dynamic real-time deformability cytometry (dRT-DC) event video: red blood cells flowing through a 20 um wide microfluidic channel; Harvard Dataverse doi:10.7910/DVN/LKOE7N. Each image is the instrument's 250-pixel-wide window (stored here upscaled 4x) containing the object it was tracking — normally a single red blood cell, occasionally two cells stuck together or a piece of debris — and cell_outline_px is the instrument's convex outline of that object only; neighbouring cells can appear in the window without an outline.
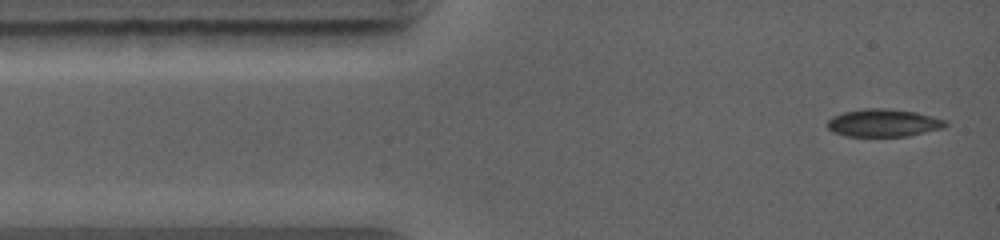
{"species": "common noctule bat (a hibernating species)", "species_latin": "Nyctalus noctula", "temperature_condition": "warm", "stored_images_in_passage": 28, "camera_frame_rate_fps": 5000, "um_per_image_px": 0.085, "animal": {"sex": "female", "body_mass_g": 19.0, "forearm_length_mm": 56.7}, "frame": {"image": 1, "passage_image": 1, "time_ms": 0.0, "image_size_px": [1000, 240], "cell_outline_px": [[948, 124], [944, 128], [908, 136], [844, 136], [832, 132], [828, 128], [828, 120], [832, 116], [844, 112], [864, 108], [884, 108], [916, 112], [948, 120]], "centroid_in_image_um": [75.11, 10.45], "position_along_channel_um": 9.9, "area_um2": 19.19}}
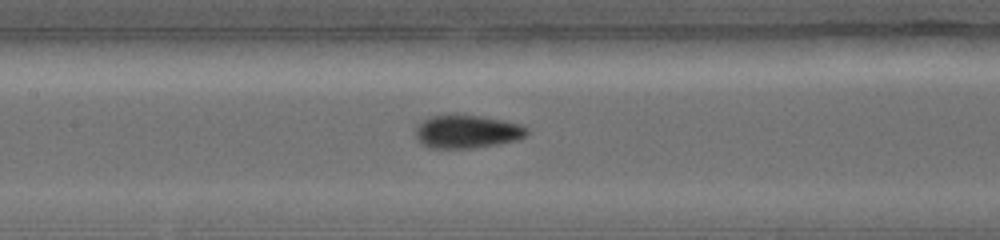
{"frame": {"image": 2, "passage_image": 8, "time_ms": 4.6, "image_size_px": [1000, 240], "cell_outline_px": [[528, 132], [524, 136], [516, 140], [496, 144], [472, 148], [428, 148], [420, 144], [416, 136], [416, 128], [424, 120], [432, 116], [480, 116], [504, 120], [524, 124], [528, 128]], "centroid_in_image_um": [39.72, 11.2], "position_along_channel_um": 167.7, "area_um2": 21.27}}
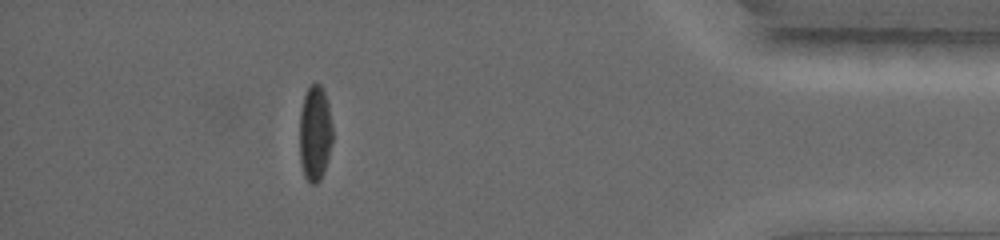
{"frame": {"image": 3, "passage_image": 17, "time_ms": 10.8, "image_size_px": [1000, 240], "cell_outline_px": [[332, 144], [320, 180], [316, 184], [312, 184], [304, 176], [300, 160], [300, 112], [304, 96], [308, 88], [316, 80], [320, 84], [324, 92], [328, 104], [332, 124]], "centroid_in_image_um": [26.77, 11.3], "position_along_channel_um": 408.4, "area_um2": 18.32}}